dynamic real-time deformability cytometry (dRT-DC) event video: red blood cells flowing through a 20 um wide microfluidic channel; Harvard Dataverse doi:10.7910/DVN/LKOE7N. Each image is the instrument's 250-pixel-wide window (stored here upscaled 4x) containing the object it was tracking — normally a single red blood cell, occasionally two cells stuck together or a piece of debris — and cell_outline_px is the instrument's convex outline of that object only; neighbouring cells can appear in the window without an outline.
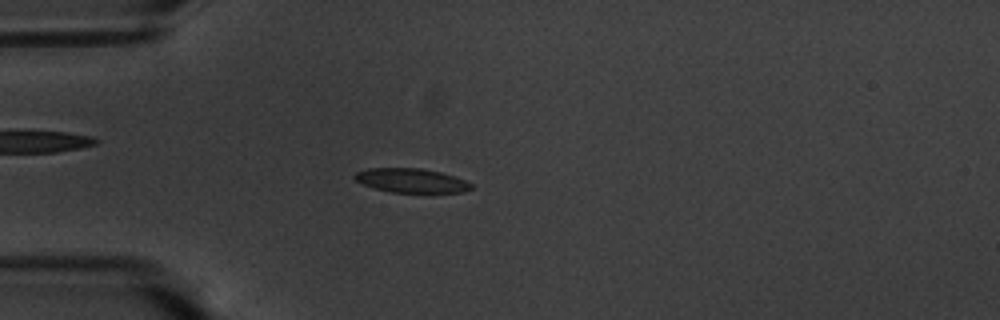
{"species": "common noctule bat (a hibernating species)", "species_latin": "Nyctalus noctula", "temperature_condition": "warm", "stored_images_in_passage": 57, "camera_frame_rate_fps": 3000, "um_per_image_px": 0.085, "animal": {"sex": "male", "body_mass_g": 20.1, "forearm_length_mm": 53.5}, "frame": {"image": 1, "passage_image": 16, "time_ms": 5.0, "image_size_px": [1000, 320], "cell_outline_px": [[472, 188], [464, 192], [392, 192], [372, 188], [356, 180], [352, 176], [356, 172], [368, 168], [420, 168], [440, 172], [464, 180], [472, 184]], "centroid_in_image_um": [34.92, 15.34], "position_along_channel_um": 50.1, "area_um2": 16.24}}
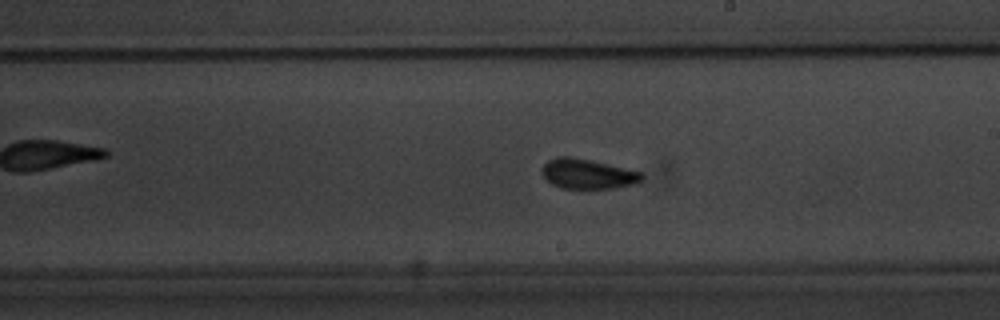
{"frame": {"image": 2, "passage_image": 33, "time_ms": 10.667, "image_size_px": [1000, 320], "cell_outline_px": [[644, 176], [640, 180], [632, 184], [616, 188], [580, 192], [560, 188], [552, 184], [540, 172], [540, 168], [548, 160], [556, 156], [568, 156], [592, 160], [644, 172]], "centroid_in_image_um": [49.92, 14.82], "position_along_channel_um": 239.1, "area_um2": 18.32}}
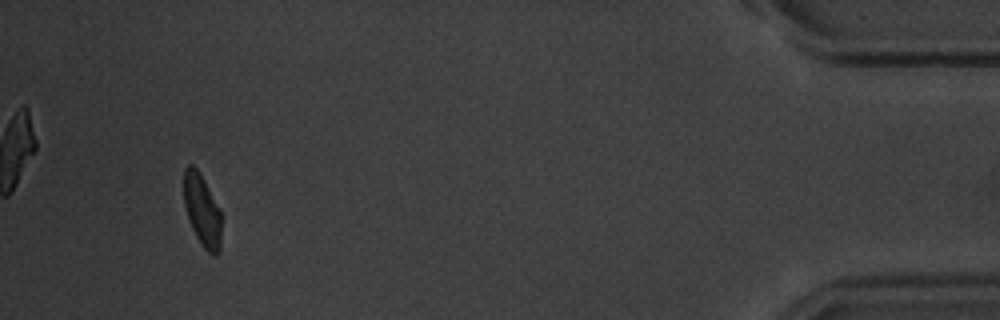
{"frame": {"image": 3, "passage_image": 54, "time_ms": 17.667, "image_size_px": [1000, 320], "cell_outline_px": [[220, 252], [216, 256], [212, 256], [204, 248], [196, 236], [188, 220], [184, 204], [184, 168], [188, 164], [192, 164], [200, 172], [220, 212]], "centroid_in_image_um": [17.16, 17.89], "position_along_channel_um": 418.0, "area_um2": 15.61}, "authors_computed_cell_mechanics": {"area_um2": 16.7042, "velocity_mm_per_s": 3.5434, "shape_relaxation_time_tau1_ms": 3.0908, "shape_relaxation_time_tau2_ms": 1.7365, "deformation_change_tau1": 0.1141, "deformation_change_tau2": 0.0689}}